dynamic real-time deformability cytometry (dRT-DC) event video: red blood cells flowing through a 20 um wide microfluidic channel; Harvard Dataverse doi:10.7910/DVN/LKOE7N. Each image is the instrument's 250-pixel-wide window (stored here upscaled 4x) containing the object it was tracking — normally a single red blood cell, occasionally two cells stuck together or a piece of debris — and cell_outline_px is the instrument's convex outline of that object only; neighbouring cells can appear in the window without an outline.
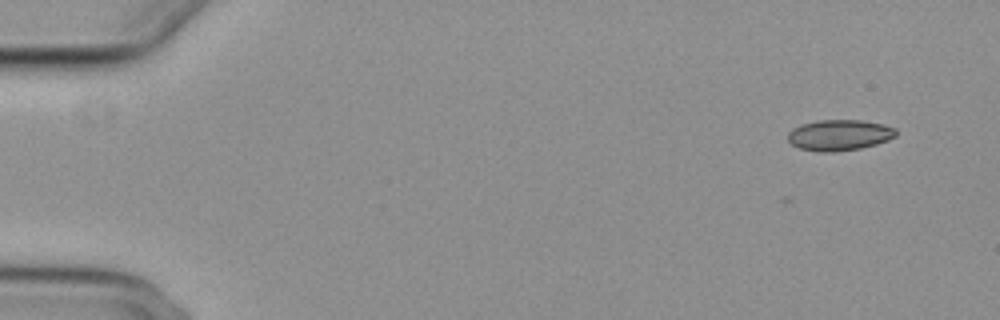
{"species": "common noctule bat (a hibernating species)", "species_latin": "Nyctalus noctula", "temperature_condition": "cold", "stored_images_in_passage": 7, "camera_frame_rate_fps": 3000, "um_per_image_px": 0.085, "animal": {"sex": "female", "body_mass_g": 29.2, "forearm_length_mm": 56.3}, "frame": {"image": 1, "passage_image": 1, "time_ms": 0.0, "image_size_px": [1000, 320], "cell_outline_px": [[896, 136], [888, 140], [876, 144], [860, 148], [836, 152], [816, 152], [800, 148], [792, 144], [788, 140], [788, 132], [792, 128], [800, 124], [816, 120], [860, 120], [884, 124], [896, 128]], "centroid_in_image_um": [71.33, 11.48], "position_along_channel_um": 13.7, "area_um2": 19.65}}